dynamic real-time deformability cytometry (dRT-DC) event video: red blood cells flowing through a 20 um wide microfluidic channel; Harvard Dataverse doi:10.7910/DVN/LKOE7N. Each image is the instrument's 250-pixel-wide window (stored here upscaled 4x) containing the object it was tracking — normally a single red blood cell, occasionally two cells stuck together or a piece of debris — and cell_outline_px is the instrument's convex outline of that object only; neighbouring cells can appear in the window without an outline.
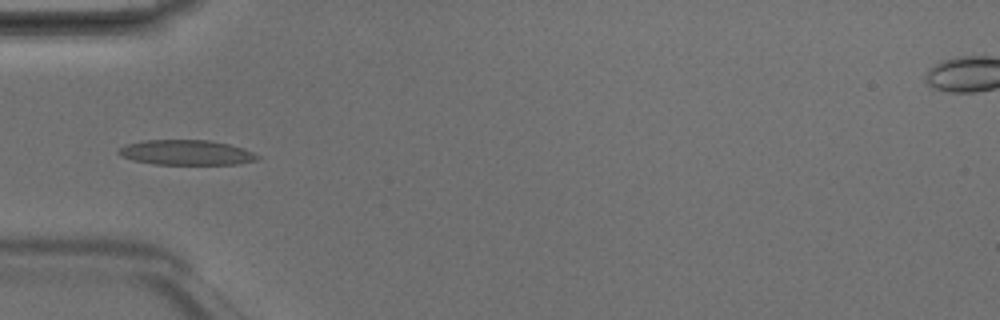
{"species": "Egyptian fruit bat (a non-hibernating species)", "species_latin": "Rousettus aegyptiacus", "temperature_condition": "room temperature", "stored_images_in_passage": 4, "camera_frame_rate_fps": 3000, "um_per_image_px": 0.085, "animal": {"sex": "male"}, "frame": {"image": 1, "passage_image": 3, "time_ms": 0.667, "image_size_px": [1000, 320], "cell_outline_px": [[260, 156], [256, 160], [236, 164], [152, 164], [132, 160], [120, 156], [116, 152], [124, 144], [144, 140], [208, 140], [228, 144], [244, 148]], "centroid_in_image_um": [15.78, 12.96], "position_along_channel_um": 69.2, "area_um2": 20.29}}